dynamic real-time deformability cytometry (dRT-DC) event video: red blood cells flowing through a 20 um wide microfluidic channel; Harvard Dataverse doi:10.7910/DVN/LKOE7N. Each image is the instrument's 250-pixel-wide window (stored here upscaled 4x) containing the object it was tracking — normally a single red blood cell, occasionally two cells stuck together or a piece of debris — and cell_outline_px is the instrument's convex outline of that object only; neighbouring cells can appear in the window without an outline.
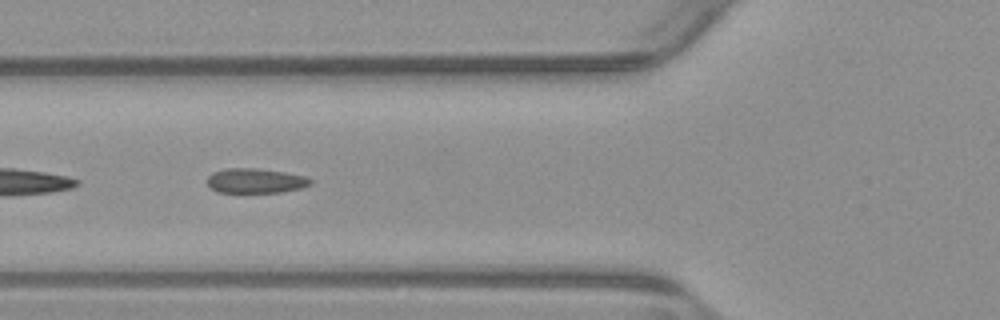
{"species": "common noctule bat (a hibernating species)", "species_latin": "Nyctalus noctula", "temperature_condition": "warm", "stored_images_in_passage": 38, "camera_frame_rate_fps": 3000, "um_per_image_px": 0.085, "animal": {"sex": "male", "body_mass_g": 23.1, "forearm_length_mm": 52.7}, "frame": {"image": 1, "passage_image": 4, "time_ms": 1.0, "image_size_px": [1000, 320], "cell_outline_px": [[312, 184], [300, 188], [280, 192], [216, 192], [208, 184], [208, 176], [212, 172], [224, 168], [256, 168], [284, 172], [308, 176], [312, 180]], "centroid_in_image_um": [21.73, 15.35], "position_along_channel_um": 104.1, "area_um2": 14.91}}
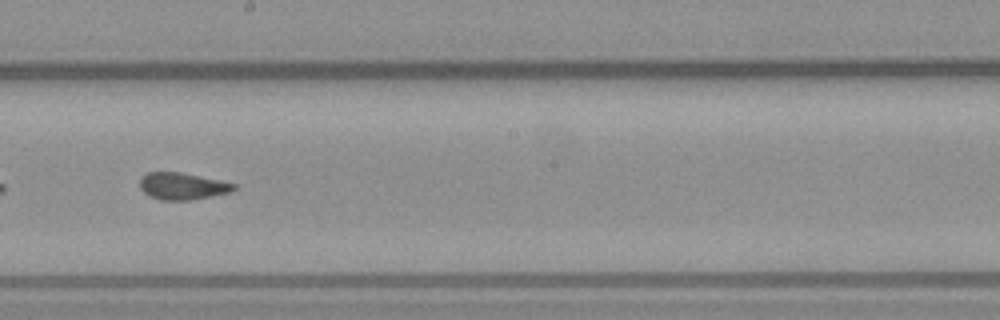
{"frame": {"image": 2, "passage_image": 14, "time_ms": 4.333, "image_size_px": [1000, 320], "cell_outline_px": [[236, 188], [232, 192], [188, 200], [160, 200], [144, 192], [140, 188], [140, 176], [148, 172], [180, 172], [236, 184]], "centroid_in_image_um": [15.48, 15.82], "position_along_channel_um": 232.7, "area_um2": 14.57}}
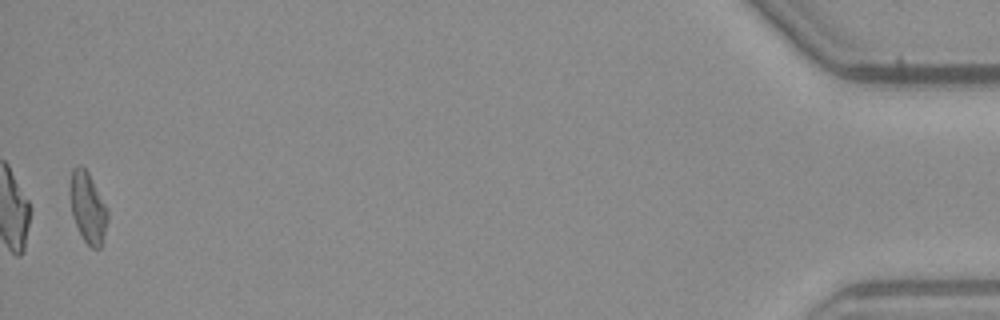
{"frame": {"image": 3, "passage_image": 37, "time_ms": 12.0, "image_size_px": [1000, 320], "cell_outline_px": [[108, 220], [100, 248], [92, 248], [84, 240], [72, 216], [68, 196], [68, 184], [72, 168], [76, 164], [80, 164], [88, 172], [108, 212]], "centroid_in_image_um": [7.4, 17.58], "position_along_channel_um": 427.8, "area_um2": 15.61}, "authors_computed_cell_mechanics": {"area_um2": 15.1725, "velocity_mm_per_s": 3.8422, "shape_relaxation_time_tau1_ms": null, "shape_relaxation_time_tau2_ms": 1.0907, "deformation_change_tau1": null, "deformation_change_tau2": 0.0649}}